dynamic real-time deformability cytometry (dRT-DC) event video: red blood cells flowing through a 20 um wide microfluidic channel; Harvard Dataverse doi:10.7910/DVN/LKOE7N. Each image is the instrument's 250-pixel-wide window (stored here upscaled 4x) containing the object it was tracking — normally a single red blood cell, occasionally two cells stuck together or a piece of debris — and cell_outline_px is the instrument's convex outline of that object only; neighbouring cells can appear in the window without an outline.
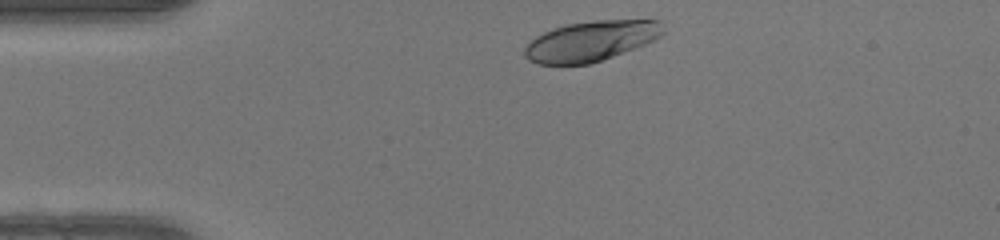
{"species": "human", "species_latin": "Homo sapiens", "temperature_condition": "warm", "stored_images_in_passage": 33, "camera_frame_rate_fps": 3000, "um_per_image_px": 0.085, "donor": {"sex": "female"}, "frame": {"image": 1, "passage_image": 2, "time_ms": 0.333, "image_size_px": [1000, 240], "cell_outline_px": [[664, 32], [656, 40], [612, 56], [588, 64], [540, 64], [528, 60], [524, 56], [524, 48], [536, 36], [552, 28], [568, 24], [592, 20], [660, 20]], "centroid_in_image_um": [50.22, 3.48], "position_along_channel_um": 34.8, "area_um2": 32.25}}
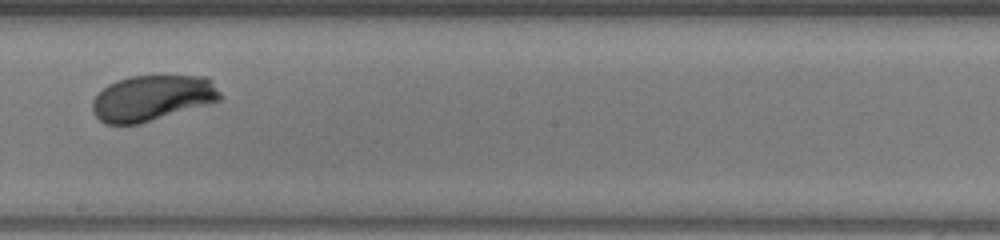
{"frame": {"image": 2, "passage_image": 20, "time_ms": 6.333, "image_size_px": [1000, 240], "cell_outline_px": [[224, 96], [220, 100], [208, 104], [140, 124], [104, 124], [92, 112], [92, 100], [108, 84], [116, 80], [128, 76], [208, 76], [212, 80]], "centroid_in_image_um": [12.95, 8.33], "position_along_channel_um": 235.2, "area_um2": 34.22}}
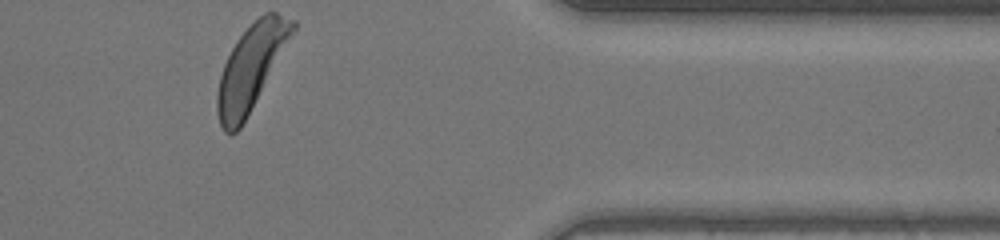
{"frame": {"image": 3, "passage_image": 33, "time_ms": 10.667, "image_size_px": [1000, 240], "cell_outline_px": [[296, 28], [240, 128], [236, 132], [224, 132], [220, 124], [216, 112], [216, 92], [220, 76], [224, 64], [236, 40], [264, 12], [276, 12], [296, 20]], "centroid_in_image_um": [21.31, 5.72], "position_along_channel_um": 390.1, "area_um2": 36.3}, "authors_computed_cell_mechanics": {"area_um2": 34.102, "velocity_mm_per_s": 4.0966, "shape_relaxation_time_tau1_ms": 2.1234, "shape_relaxation_time_tau2_ms": null, "deformation_change_tau1": 0.1506, "deformation_change_tau2": null}}